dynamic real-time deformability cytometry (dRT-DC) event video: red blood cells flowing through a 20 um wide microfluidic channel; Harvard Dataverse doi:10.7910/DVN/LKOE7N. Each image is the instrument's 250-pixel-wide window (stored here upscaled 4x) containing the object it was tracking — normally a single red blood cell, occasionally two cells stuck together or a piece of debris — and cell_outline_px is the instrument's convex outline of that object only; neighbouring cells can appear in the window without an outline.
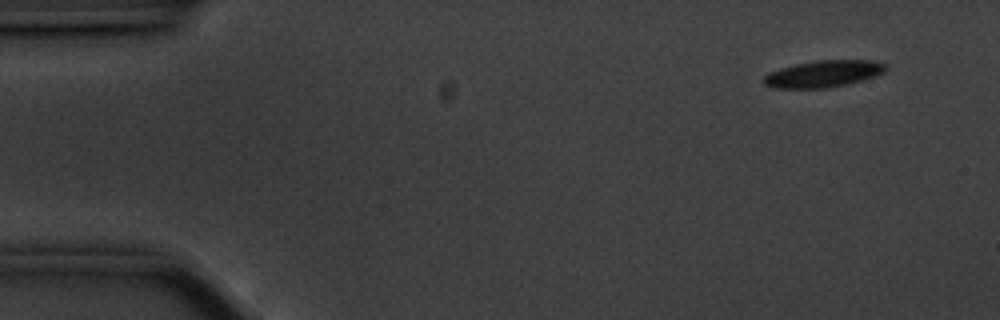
{"species": "common noctule bat (a hibernating species)", "species_latin": "Nyctalus noctula", "temperature_condition": "cold", "stored_images_in_passage": 53, "camera_frame_rate_fps": 3000, "um_per_image_px": 0.085, "animal": {"sex": "male", "body_mass_g": 20.1, "forearm_length_mm": 53.5}, "frame": {"image": 1, "passage_image": 1, "time_ms": 0.0, "image_size_px": [1000, 320], "cell_outline_px": [[888, 68], [884, 72], [876, 76], [848, 84], [828, 88], [772, 88], [764, 84], [764, 76], [772, 72], [796, 64], [816, 60], [876, 60], [888, 64]], "centroid_in_image_um": [70.08, 6.27], "position_along_channel_um": 14.9, "area_um2": 19.07}}
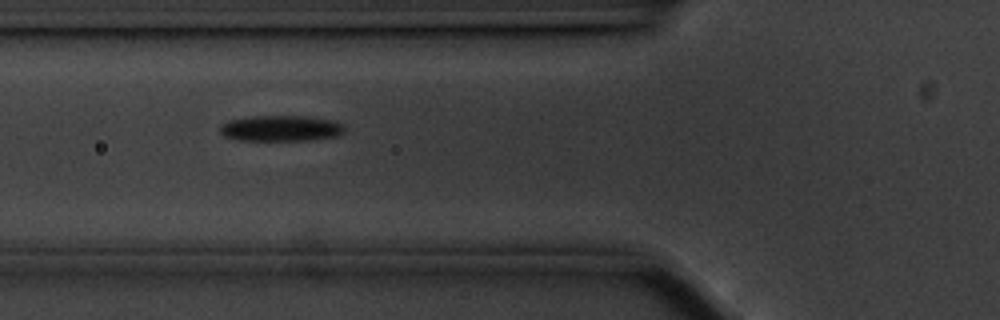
{"frame": {"image": 2, "passage_image": 17, "time_ms": 5.333, "image_size_px": [1000, 320], "cell_outline_px": [[344, 132], [336, 136], [312, 140], [240, 140], [224, 136], [220, 132], [220, 124], [228, 120], [256, 116], [308, 116], [332, 120], [344, 124]], "centroid_in_image_um": [23.88, 10.9], "position_along_channel_um": 101.9, "area_um2": 18.79}}
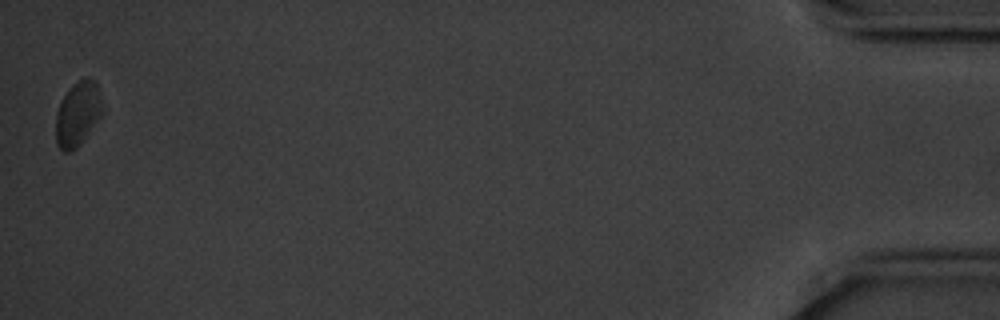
{"frame": {"image": 3, "passage_image": 53, "time_ms": 17.333, "image_size_px": [1000, 320], "cell_outline_px": [[104, 108], [100, 116], [76, 148], [68, 152], [64, 152], [56, 144], [56, 112], [64, 96], [72, 84], [84, 76], [88, 76], [96, 84], [100, 92], [104, 104]], "centroid_in_image_um": [6.62, 9.63], "position_along_channel_um": 428.6, "area_um2": 17.4}, "authors_computed_cell_mechanics": {"area_um2": 18.785, "velocity_mm_per_s": 3.4978, "shape_relaxation_time_tau1_ms": 4.073, "shape_relaxation_time_tau2_ms": null, "deformation_change_tau1": 0.1037, "deformation_change_tau2": null}}